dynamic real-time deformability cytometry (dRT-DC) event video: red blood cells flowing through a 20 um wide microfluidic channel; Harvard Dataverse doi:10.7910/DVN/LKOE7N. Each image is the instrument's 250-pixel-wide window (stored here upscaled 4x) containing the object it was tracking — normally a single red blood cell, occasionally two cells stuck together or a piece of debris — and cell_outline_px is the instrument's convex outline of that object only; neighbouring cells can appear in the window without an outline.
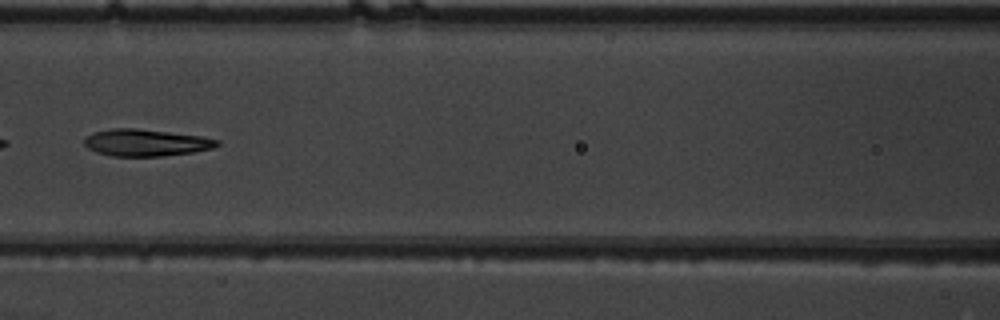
{"species": "common noctule bat (a hibernating species)", "species_latin": "Nyctalus noctula", "temperature_condition": "warm", "stored_images_in_passage": 6, "camera_frame_rate_fps": 3000, "um_per_image_px": 0.085, "animal": {"sex": "male", "body_mass_g": 19.5, "forearm_length_mm": 54.6}, "frame": {"image": 1, "passage_image": 5, "time_ms": 1.333, "image_size_px": [1000, 320], "cell_outline_px": [[220, 144], [212, 148], [192, 152], [164, 156], [112, 156], [96, 152], [88, 148], [84, 144], [84, 140], [88, 136], [96, 132], [112, 128], [136, 128], [200, 136], [220, 140]], "centroid_in_image_um": [12.41, 12.13], "position_along_channel_um": 154.2, "area_um2": 20.63}}
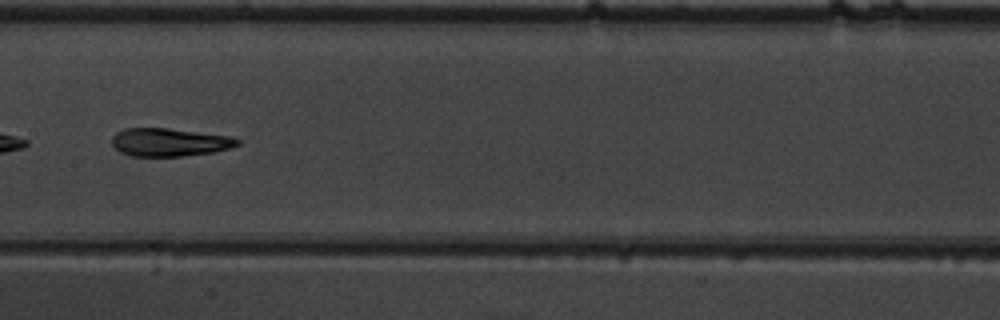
{"frame": {"image": 2, "passage_image": 6, "time_ms": 1.667, "image_size_px": [1000, 320], "cell_outline_px": [[240, 144], [228, 148], [212, 152], [180, 156], [132, 156], [120, 152], [112, 144], [112, 136], [116, 132], [124, 128], [168, 128], [232, 136], [240, 140]], "centroid_in_image_um": [14.39, 12.08], "position_along_channel_um": 193.0, "area_um2": 20.52}}